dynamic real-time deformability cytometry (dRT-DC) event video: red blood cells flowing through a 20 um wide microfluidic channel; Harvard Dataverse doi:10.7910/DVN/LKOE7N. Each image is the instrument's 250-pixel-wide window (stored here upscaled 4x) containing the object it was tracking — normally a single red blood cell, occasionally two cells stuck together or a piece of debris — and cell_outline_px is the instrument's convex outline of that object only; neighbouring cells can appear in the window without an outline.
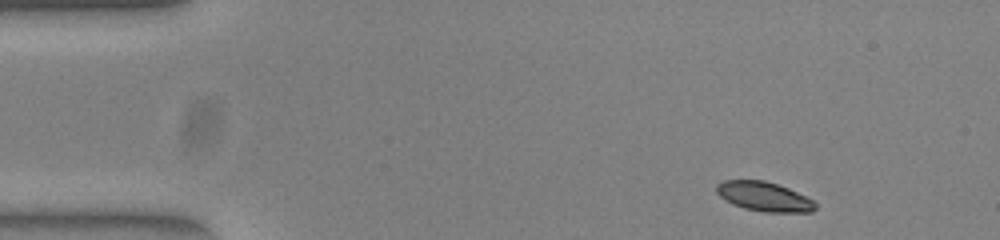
{"species": "common noctule bat (a hibernating species)", "species_latin": "Nyctalus noctula", "temperature_condition": "warm", "stored_images_in_passage": 47, "camera_frame_rate_fps": 3000, "um_per_image_px": 0.085, "animal": {"sex": "female", "body_mass_g": 23.0, "forearm_length_mm": 53.4}, "frame": {"image": 1, "passage_image": 1, "time_ms": 0.0, "image_size_px": [1000, 240], "cell_outline_px": [[816, 208], [812, 212], [768, 212], [744, 208], [732, 204], [720, 196], [716, 192], [716, 184], [724, 180], [764, 180], [788, 188], [812, 200], [816, 204]], "centroid_in_image_um": [64.92, 16.7], "position_along_channel_um": 20.1, "area_um2": 16.76}}
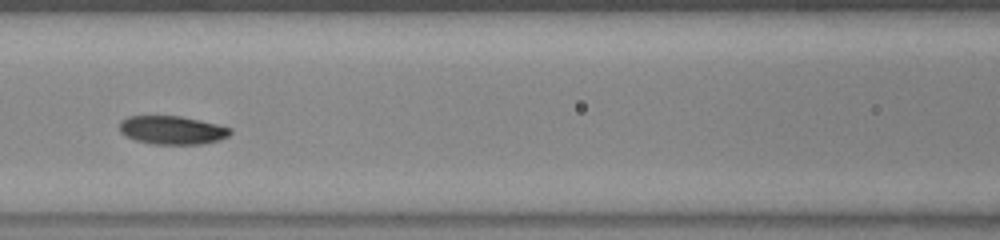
{"frame": {"image": 2, "passage_image": 18, "time_ms": 5.667, "image_size_px": [1000, 240], "cell_outline_px": [[232, 132], [228, 136], [220, 140], [204, 144], [152, 144], [136, 140], [124, 136], [120, 132], [120, 120], [128, 116], [180, 116], [200, 120], [232, 128]], "centroid_in_image_um": [14.63, 11.06], "position_along_channel_um": 152.0, "area_um2": 18.5}}
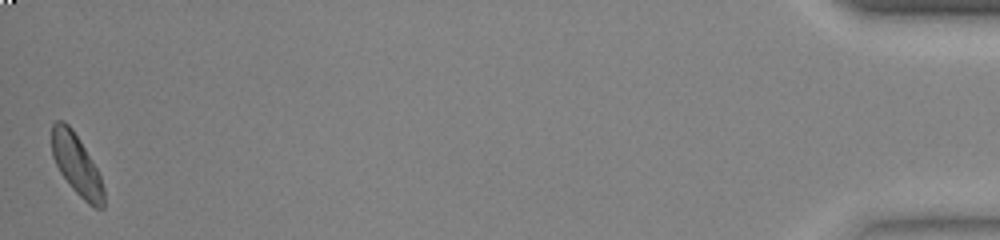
{"frame": {"image": 3, "passage_image": 47, "time_ms": 15.333, "image_size_px": [1000, 240], "cell_outline_px": [[104, 208], [96, 208], [88, 204], [72, 188], [60, 172], [52, 156], [52, 124], [56, 120], [64, 120], [72, 128], [80, 140], [96, 168], [100, 176], [104, 188]], "centroid_in_image_um": [6.5, 13.99], "position_along_channel_um": 428.7, "area_um2": 18.26}, "authors_computed_cell_mechanics": {"area_um2": 18.496, "velocity_mm_per_s": 3.8894, "shape_relaxation_time_tau1_ms": 2.296, "shape_relaxation_time_tau2_ms": null, "deformation_change_tau1": 0.1274, "deformation_change_tau2": null}}